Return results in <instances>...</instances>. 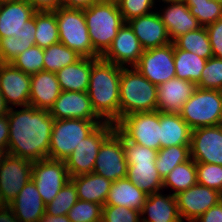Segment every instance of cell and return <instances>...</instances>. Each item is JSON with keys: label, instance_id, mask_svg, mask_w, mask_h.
<instances>
[{"label": "cell", "instance_id": "b9f144b4", "mask_svg": "<svg viewBox=\"0 0 222 222\" xmlns=\"http://www.w3.org/2000/svg\"><path fill=\"white\" fill-rule=\"evenodd\" d=\"M197 183L222 194V166L212 163H196Z\"/></svg>", "mask_w": 222, "mask_h": 222}, {"label": "cell", "instance_id": "60d3db41", "mask_svg": "<svg viewBox=\"0 0 222 222\" xmlns=\"http://www.w3.org/2000/svg\"><path fill=\"white\" fill-rule=\"evenodd\" d=\"M197 87L212 90L222 89V59L211 57L206 61Z\"/></svg>", "mask_w": 222, "mask_h": 222}, {"label": "cell", "instance_id": "f1b7e54d", "mask_svg": "<svg viewBox=\"0 0 222 222\" xmlns=\"http://www.w3.org/2000/svg\"><path fill=\"white\" fill-rule=\"evenodd\" d=\"M147 194L128 178L112 182L105 205L124 206L141 211Z\"/></svg>", "mask_w": 222, "mask_h": 222}, {"label": "cell", "instance_id": "ee69618b", "mask_svg": "<svg viewBox=\"0 0 222 222\" xmlns=\"http://www.w3.org/2000/svg\"><path fill=\"white\" fill-rule=\"evenodd\" d=\"M33 45L32 42H24L13 35L0 38V59L2 63H11L20 53Z\"/></svg>", "mask_w": 222, "mask_h": 222}, {"label": "cell", "instance_id": "f5cc1de1", "mask_svg": "<svg viewBox=\"0 0 222 222\" xmlns=\"http://www.w3.org/2000/svg\"><path fill=\"white\" fill-rule=\"evenodd\" d=\"M39 222H70V219L67 215L55 216L45 213Z\"/></svg>", "mask_w": 222, "mask_h": 222}, {"label": "cell", "instance_id": "f35d334b", "mask_svg": "<svg viewBox=\"0 0 222 222\" xmlns=\"http://www.w3.org/2000/svg\"><path fill=\"white\" fill-rule=\"evenodd\" d=\"M44 49L37 45L20 53L11 64L28 75L43 71Z\"/></svg>", "mask_w": 222, "mask_h": 222}, {"label": "cell", "instance_id": "ba28073f", "mask_svg": "<svg viewBox=\"0 0 222 222\" xmlns=\"http://www.w3.org/2000/svg\"><path fill=\"white\" fill-rule=\"evenodd\" d=\"M36 10L25 0L0 3V38L11 35L35 45Z\"/></svg>", "mask_w": 222, "mask_h": 222}, {"label": "cell", "instance_id": "d6a6232c", "mask_svg": "<svg viewBox=\"0 0 222 222\" xmlns=\"http://www.w3.org/2000/svg\"><path fill=\"white\" fill-rule=\"evenodd\" d=\"M173 44L178 49L192 52L207 60L213 57L212 47L205 26H201L197 30L190 31L177 37L173 41Z\"/></svg>", "mask_w": 222, "mask_h": 222}, {"label": "cell", "instance_id": "7dc6e473", "mask_svg": "<svg viewBox=\"0 0 222 222\" xmlns=\"http://www.w3.org/2000/svg\"><path fill=\"white\" fill-rule=\"evenodd\" d=\"M213 57L222 59V18L206 26Z\"/></svg>", "mask_w": 222, "mask_h": 222}, {"label": "cell", "instance_id": "4316f807", "mask_svg": "<svg viewBox=\"0 0 222 222\" xmlns=\"http://www.w3.org/2000/svg\"><path fill=\"white\" fill-rule=\"evenodd\" d=\"M191 131L179 113L160 112V149L190 145Z\"/></svg>", "mask_w": 222, "mask_h": 222}, {"label": "cell", "instance_id": "8fae6325", "mask_svg": "<svg viewBox=\"0 0 222 222\" xmlns=\"http://www.w3.org/2000/svg\"><path fill=\"white\" fill-rule=\"evenodd\" d=\"M45 208L46 204L31 179L0 212V222H39L45 214Z\"/></svg>", "mask_w": 222, "mask_h": 222}, {"label": "cell", "instance_id": "7402d4cb", "mask_svg": "<svg viewBox=\"0 0 222 222\" xmlns=\"http://www.w3.org/2000/svg\"><path fill=\"white\" fill-rule=\"evenodd\" d=\"M197 85L177 77L157 86V111L180 113L185 102L193 95Z\"/></svg>", "mask_w": 222, "mask_h": 222}, {"label": "cell", "instance_id": "e0dca14e", "mask_svg": "<svg viewBox=\"0 0 222 222\" xmlns=\"http://www.w3.org/2000/svg\"><path fill=\"white\" fill-rule=\"evenodd\" d=\"M181 220L194 222L210 207L222 200V194L214 189L196 183L175 195ZM184 218V220H183Z\"/></svg>", "mask_w": 222, "mask_h": 222}, {"label": "cell", "instance_id": "277c9868", "mask_svg": "<svg viewBox=\"0 0 222 222\" xmlns=\"http://www.w3.org/2000/svg\"><path fill=\"white\" fill-rule=\"evenodd\" d=\"M119 94L120 119L133 113L157 109V86L135 67H121Z\"/></svg>", "mask_w": 222, "mask_h": 222}, {"label": "cell", "instance_id": "8992f818", "mask_svg": "<svg viewBox=\"0 0 222 222\" xmlns=\"http://www.w3.org/2000/svg\"><path fill=\"white\" fill-rule=\"evenodd\" d=\"M54 12L58 25L59 42L82 57L100 58L90 41L84 9L60 6Z\"/></svg>", "mask_w": 222, "mask_h": 222}, {"label": "cell", "instance_id": "3957f363", "mask_svg": "<svg viewBox=\"0 0 222 222\" xmlns=\"http://www.w3.org/2000/svg\"><path fill=\"white\" fill-rule=\"evenodd\" d=\"M94 51L101 57L125 23L116 0H101L84 9Z\"/></svg>", "mask_w": 222, "mask_h": 222}, {"label": "cell", "instance_id": "9c48e42d", "mask_svg": "<svg viewBox=\"0 0 222 222\" xmlns=\"http://www.w3.org/2000/svg\"><path fill=\"white\" fill-rule=\"evenodd\" d=\"M115 125L126 140L157 151L160 149L159 111L133 113L124 116Z\"/></svg>", "mask_w": 222, "mask_h": 222}, {"label": "cell", "instance_id": "ffe728a7", "mask_svg": "<svg viewBox=\"0 0 222 222\" xmlns=\"http://www.w3.org/2000/svg\"><path fill=\"white\" fill-rule=\"evenodd\" d=\"M49 113L54 119L102 120L94 111L87 92L61 91Z\"/></svg>", "mask_w": 222, "mask_h": 222}, {"label": "cell", "instance_id": "ab89813d", "mask_svg": "<svg viewBox=\"0 0 222 222\" xmlns=\"http://www.w3.org/2000/svg\"><path fill=\"white\" fill-rule=\"evenodd\" d=\"M102 205L78 200L68 212L70 222H102Z\"/></svg>", "mask_w": 222, "mask_h": 222}, {"label": "cell", "instance_id": "11a10c76", "mask_svg": "<svg viewBox=\"0 0 222 222\" xmlns=\"http://www.w3.org/2000/svg\"><path fill=\"white\" fill-rule=\"evenodd\" d=\"M7 155H8V151L6 149L0 148V167Z\"/></svg>", "mask_w": 222, "mask_h": 222}, {"label": "cell", "instance_id": "52a82bcc", "mask_svg": "<svg viewBox=\"0 0 222 222\" xmlns=\"http://www.w3.org/2000/svg\"><path fill=\"white\" fill-rule=\"evenodd\" d=\"M179 114L191 130L221 125L222 98L220 90L197 87Z\"/></svg>", "mask_w": 222, "mask_h": 222}, {"label": "cell", "instance_id": "4dcf8cb0", "mask_svg": "<svg viewBox=\"0 0 222 222\" xmlns=\"http://www.w3.org/2000/svg\"><path fill=\"white\" fill-rule=\"evenodd\" d=\"M207 59L198 55L178 49L174 45L175 75L177 78L194 82H200L202 70L205 68Z\"/></svg>", "mask_w": 222, "mask_h": 222}, {"label": "cell", "instance_id": "30bf717a", "mask_svg": "<svg viewBox=\"0 0 222 222\" xmlns=\"http://www.w3.org/2000/svg\"><path fill=\"white\" fill-rule=\"evenodd\" d=\"M116 130V125L103 122L90 135L82 139L71 155L65 160L70 177L93 172L96 157L103 142Z\"/></svg>", "mask_w": 222, "mask_h": 222}, {"label": "cell", "instance_id": "8d00e7d4", "mask_svg": "<svg viewBox=\"0 0 222 222\" xmlns=\"http://www.w3.org/2000/svg\"><path fill=\"white\" fill-rule=\"evenodd\" d=\"M190 13L201 26H207L222 18V3L215 0H186Z\"/></svg>", "mask_w": 222, "mask_h": 222}, {"label": "cell", "instance_id": "5b68a950", "mask_svg": "<svg viewBox=\"0 0 222 222\" xmlns=\"http://www.w3.org/2000/svg\"><path fill=\"white\" fill-rule=\"evenodd\" d=\"M103 120L54 119L48 158L65 161Z\"/></svg>", "mask_w": 222, "mask_h": 222}, {"label": "cell", "instance_id": "2e32d148", "mask_svg": "<svg viewBox=\"0 0 222 222\" xmlns=\"http://www.w3.org/2000/svg\"><path fill=\"white\" fill-rule=\"evenodd\" d=\"M190 156L196 163L222 166V124L192 130Z\"/></svg>", "mask_w": 222, "mask_h": 222}, {"label": "cell", "instance_id": "c3c4849f", "mask_svg": "<svg viewBox=\"0 0 222 222\" xmlns=\"http://www.w3.org/2000/svg\"><path fill=\"white\" fill-rule=\"evenodd\" d=\"M194 222H222V200H220L216 205L210 207Z\"/></svg>", "mask_w": 222, "mask_h": 222}, {"label": "cell", "instance_id": "ac0fdd59", "mask_svg": "<svg viewBox=\"0 0 222 222\" xmlns=\"http://www.w3.org/2000/svg\"><path fill=\"white\" fill-rule=\"evenodd\" d=\"M30 85L31 75L11 63L0 65V92L9 108L29 106Z\"/></svg>", "mask_w": 222, "mask_h": 222}, {"label": "cell", "instance_id": "cb8c5ba5", "mask_svg": "<svg viewBox=\"0 0 222 222\" xmlns=\"http://www.w3.org/2000/svg\"><path fill=\"white\" fill-rule=\"evenodd\" d=\"M157 192L149 194L140 211L141 222H183L180 218L176 197ZM148 215V217L145 215ZM143 217V218H142Z\"/></svg>", "mask_w": 222, "mask_h": 222}, {"label": "cell", "instance_id": "7c38bea8", "mask_svg": "<svg viewBox=\"0 0 222 222\" xmlns=\"http://www.w3.org/2000/svg\"><path fill=\"white\" fill-rule=\"evenodd\" d=\"M33 161L8 154L0 167V212L32 179Z\"/></svg>", "mask_w": 222, "mask_h": 222}, {"label": "cell", "instance_id": "bcb514c9", "mask_svg": "<svg viewBox=\"0 0 222 222\" xmlns=\"http://www.w3.org/2000/svg\"><path fill=\"white\" fill-rule=\"evenodd\" d=\"M123 147L127 162H155L157 150L128 141L123 137Z\"/></svg>", "mask_w": 222, "mask_h": 222}, {"label": "cell", "instance_id": "db71d44e", "mask_svg": "<svg viewBox=\"0 0 222 222\" xmlns=\"http://www.w3.org/2000/svg\"><path fill=\"white\" fill-rule=\"evenodd\" d=\"M9 109L10 108L7 106L4 97L0 92V117L7 116Z\"/></svg>", "mask_w": 222, "mask_h": 222}, {"label": "cell", "instance_id": "e575fe53", "mask_svg": "<svg viewBox=\"0 0 222 222\" xmlns=\"http://www.w3.org/2000/svg\"><path fill=\"white\" fill-rule=\"evenodd\" d=\"M43 71L56 73L67 65L77 62L82 56L61 42L44 49Z\"/></svg>", "mask_w": 222, "mask_h": 222}, {"label": "cell", "instance_id": "816d5d0a", "mask_svg": "<svg viewBox=\"0 0 222 222\" xmlns=\"http://www.w3.org/2000/svg\"><path fill=\"white\" fill-rule=\"evenodd\" d=\"M101 0H61V6L74 9H86Z\"/></svg>", "mask_w": 222, "mask_h": 222}, {"label": "cell", "instance_id": "f546056e", "mask_svg": "<svg viewBox=\"0 0 222 222\" xmlns=\"http://www.w3.org/2000/svg\"><path fill=\"white\" fill-rule=\"evenodd\" d=\"M127 175L147 195L163 189V179L159 175L155 162H127Z\"/></svg>", "mask_w": 222, "mask_h": 222}, {"label": "cell", "instance_id": "681fc988", "mask_svg": "<svg viewBox=\"0 0 222 222\" xmlns=\"http://www.w3.org/2000/svg\"><path fill=\"white\" fill-rule=\"evenodd\" d=\"M36 11H54L61 6V0H25Z\"/></svg>", "mask_w": 222, "mask_h": 222}, {"label": "cell", "instance_id": "83f0119b", "mask_svg": "<svg viewBox=\"0 0 222 222\" xmlns=\"http://www.w3.org/2000/svg\"><path fill=\"white\" fill-rule=\"evenodd\" d=\"M77 189L78 199L105 205L112 182L95 172L70 177Z\"/></svg>", "mask_w": 222, "mask_h": 222}, {"label": "cell", "instance_id": "f6af8a7d", "mask_svg": "<svg viewBox=\"0 0 222 222\" xmlns=\"http://www.w3.org/2000/svg\"><path fill=\"white\" fill-rule=\"evenodd\" d=\"M102 222H141V214L139 210L124 206L104 205Z\"/></svg>", "mask_w": 222, "mask_h": 222}, {"label": "cell", "instance_id": "9a60e30c", "mask_svg": "<svg viewBox=\"0 0 222 222\" xmlns=\"http://www.w3.org/2000/svg\"><path fill=\"white\" fill-rule=\"evenodd\" d=\"M134 67L156 86L176 77L173 42L144 50Z\"/></svg>", "mask_w": 222, "mask_h": 222}, {"label": "cell", "instance_id": "4fadbf2b", "mask_svg": "<svg viewBox=\"0 0 222 222\" xmlns=\"http://www.w3.org/2000/svg\"><path fill=\"white\" fill-rule=\"evenodd\" d=\"M32 180L45 204L51 202L70 180L65 161L44 158L34 161Z\"/></svg>", "mask_w": 222, "mask_h": 222}, {"label": "cell", "instance_id": "7a4b0ae2", "mask_svg": "<svg viewBox=\"0 0 222 222\" xmlns=\"http://www.w3.org/2000/svg\"><path fill=\"white\" fill-rule=\"evenodd\" d=\"M120 76L121 67L101 57L92 64L87 93L104 122L116 124L120 120Z\"/></svg>", "mask_w": 222, "mask_h": 222}, {"label": "cell", "instance_id": "d590c367", "mask_svg": "<svg viewBox=\"0 0 222 222\" xmlns=\"http://www.w3.org/2000/svg\"><path fill=\"white\" fill-rule=\"evenodd\" d=\"M190 156V145L170 146L161 148L156 156V169L164 179L177 165L188 161Z\"/></svg>", "mask_w": 222, "mask_h": 222}, {"label": "cell", "instance_id": "603a6c76", "mask_svg": "<svg viewBox=\"0 0 222 222\" xmlns=\"http://www.w3.org/2000/svg\"><path fill=\"white\" fill-rule=\"evenodd\" d=\"M61 93L56 73L40 71L31 75L29 105L50 110Z\"/></svg>", "mask_w": 222, "mask_h": 222}, {"label": "cell", "instance_id": "f907efd6", "mask_svg": "<svg viewBox=\"0 0 222 222\" xmlns=\"http://www.w3.org/2000/svg\"><path fill=\"white\" fill-rule=\"evenodd\" d=\"M9 122L8 115L0 117V148L8 149Z\"/></svg>", "mask_w": 222, "mask_h": 222}, {"label": "cell", "instance_id": "5bb4252c", "mask_svg": "<svg viewBox=\"0 0 222 222\" xmlns=\"http://www.w3.org/2000/svg\"><path fill=\"white\" fill-rule=\"evenodd\" d=\"M127 167L123 136L115 130L101 145L93 172L115 182L126 178Z\"/></svg>", "mask_w": 222, "mask_h": 222}, {"label": "cell", "instance_id": "d4e9b609", "mask_svg": "<svg viewBox=\"0 0 222 222\" xmlns=\"http://www.w3.org/2000/svg\"><path fill=\"white\" fill-rule=\"evenodd\" d=\"M167 5L163 10H159L158 14L166 26L172 42L177 37L201 27L197 19L190 13L185 2L170 3Z\"/></svg>", "mask_w": 222, "mask_h": 222}, {"label": "cell", "instance_id": "44dd1931", "mask_svg": "<svg viewBox=\"0 0 222 222\" xmlns=\"http://www.w3.org/2000/svg\"><path fill=\"white\" fill-rule=\"evenodd\" d=\"M144 50L172 43L158 12L139 16L127 22Z\"/></svg>", "mask_w": 222, "mask_h": 222}, {"label": "cell", "instance_id": "d6986e66", "mask_svg": "<svg viewBox=\"0 0 222 222\" xmlns=\"http://www.w3.org/2000/svg\"><path fill=\"white\" fill-rule=\"evenodd\" d=\"M143 51L133 29L128 23H124L101 58L120 67H134Z\"/></svg>", "mask_w": 222, "mask_h": 222}, {"label": "cell", "instance_id": "9f6ffc18", "mask_svg": "<svg viewBox=\"0 0 222 222\" xmlns=\"http://www.w3.org/2000/svg\"><path fill=\"white\" fill-rule=\"evenodd\" d=\"M161 0H159L160 2ZM186 0H162V2H164V4H170V3H182L185 2Z\"/></svg>", "mask_w": 222, "mask_h": 222}, {"label": "cell", "instance_id": "484cf974", "mask_svg": "<svg viewBox=\"0 0 222 222\" xmlns=\"http://www.w3.org/2000/svg\"><path fill=\"white\" fill-rule=\"evenodd\" d=\"M98 58L81 57L56 72L61 91L87 92L92 64Z\"/></svg>", "mask_w": 222, "mask_h": 222}, {"label": "cell", "instance_id": "836d02e7", "mask_svg": "<svg viewBox=\"0 0 222 222\" xmlns=\"http://www.w3.org/2000/svg\"><path fill=\"white\" fill-rule=\"evenodd\" d=\"M59 42V31L54 11H36L35 45L47 48Z\"/></svg>", "mask_w": 222, "mask_h": 222}, {"label": "cell", "instance_id": "74e56055", "mask_svg": "<svg viewBox=\"0 0 222 222\" xmlns=\"http://www.w3.org/2000/svg\"><path fill=\"white\" fill-rule=\"evenodd\" d=\"M78 200L76 186L69 180L58 192L56 197L46 204L45 213L55 216L67 215Z\"/></svg>", "mask_w": 222, "mask_h": 222}, {"label": "cell", "instance_id": "1f68e13d", "mask_svg": "<svg viewBox=\"0 0 222 222\" xmlns=\"http://www.w3.org/2000/svg\"><path fill=\"white\" fill-rule=\"evenodd\" d=\"M197 183L196 162L190 158L188 161L177 165L163 179V189L170 188L172 195L185 191Z\"/></svg>", "mask_w": 222, "mask_h": 222}, {"label": "cell", "instance_id": "6da1fadb", "mask_svg": "<svg viewBox=\"0 0 222 222\" xmlns=\"http://www.w3.org/2000/svg\"><path fill=\"white\" fill-rule=\"evenodd\" d=\"M22 108L8 112V154L33 162L48 158L54 118L49 110Z\"/></svg>", "mask_w": 222, "mask_h": 222}, {"label": "cell", "instance_id": "7bdbcfd3", "mask_svg": "<svg viewBox=\"0 0 222 222\" xmlns=\"http://www.w3.org/2000/svg\"><path fill=\"white\" fill-rule=\"evenodd\" d=\"M125 23L139 16L152 13L155 0H116Z\"/></svg>", "mask_w": 222, "mask_h": 222}]
</instances>
